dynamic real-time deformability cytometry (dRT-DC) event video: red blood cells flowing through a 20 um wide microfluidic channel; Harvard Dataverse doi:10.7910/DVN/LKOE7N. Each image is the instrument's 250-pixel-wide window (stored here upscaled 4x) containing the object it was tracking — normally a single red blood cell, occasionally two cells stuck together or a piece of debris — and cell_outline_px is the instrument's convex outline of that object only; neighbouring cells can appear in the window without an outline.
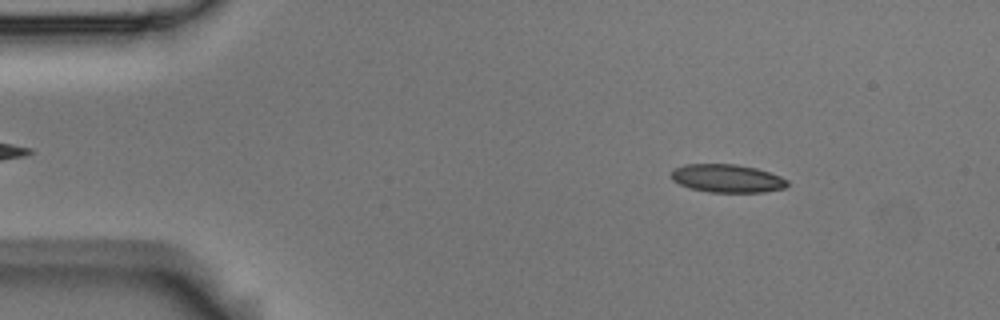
{"species": "Egyptian fruit bat (a non-hibernating species)", "species_latin": "Rousettus aegyptiacus", "temperature_condition": "room temperature", "stored_images_in_passage": 53, "camera_frame_rate_fps": 3000, "um_per_image_px": 0.085, "animal": {"sex": "male"}, "frame": {"image": 1, "passage_image": 7, "time_ms": 2.0, "image_size_px": [1000, 320], "cell_outline_px": [[788, 184], [784, 188], [764, 192], [708, 192], [688, 188], [672, 180], [672, 172], [676, 168], [684, 164], [736, 164], [756, 168], [780, 176], [788, 180]], "centroid_in_image_um": [61.8, 15.17], "position_along_channel_um": 23.2, "area_um2": 19.02}}
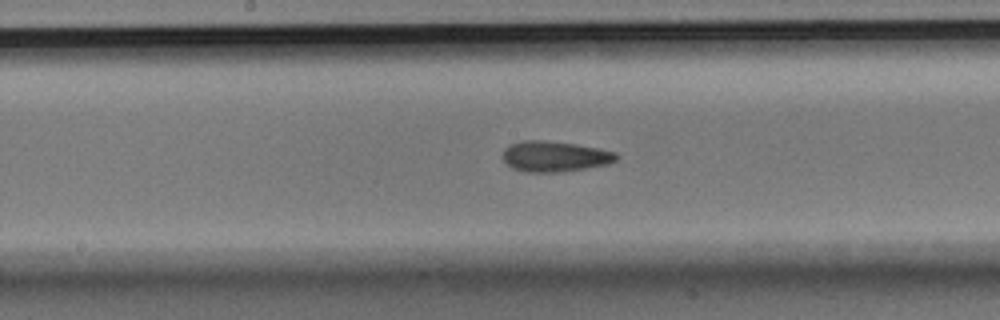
{"frame": {"image": 2, "passage_image": 27, "time_ms": 8.667, "image_size_px": [1000, 320], "cell_outline_px": [[620, 156], [616, 160], [608, 164], [584, 168], [556, 172], [524, 172], [512, 168], [504, 160], [504, 148], [512, 144], [524, 140], [540, 140], [576, 144], [600, 148], [616, 152]], "centroid_in_image_um": [47.18, 13.29], "position_along_channel_um": 201.0, "area_um2": 20.11}}
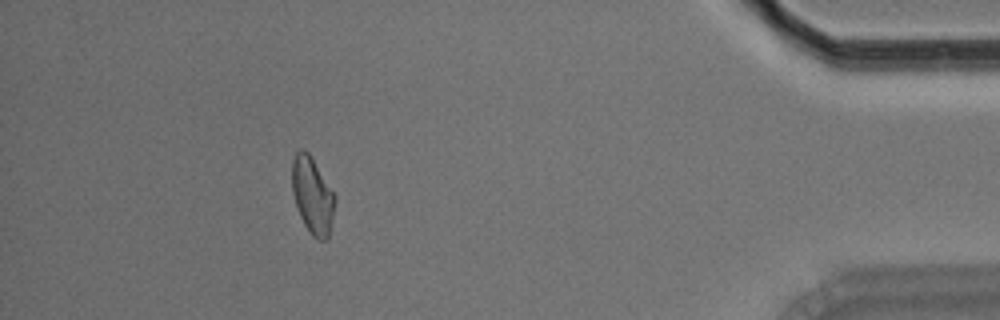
{"frame": {"image": 3, "passage_image": 48, "time_ms": 15.667, "image_size_px": [1000, 320], "cell_outline_px": [[336, 200], [328, 236], [324, 240], [320, 240], [312, 236], [304, 224], [300, 216], [292, 192], [292, 160], [296, 152], [300, 148], [304, 148], [312, 156], [336, 196]], "centroid_in_image_um": [26.55, 16.56], "position_along_channel_um": 408.6, "area_um2": 19.19}, "authors_computed_cell_mechanics": {"area_um2": 19.4208, "velocity_mm_per_s": 3.7358, "shape_relaxation_time_tau1_ms": 7.032, "shape_relaxation_time_tau2_ms": 2.4092, "deformation_change_tau1": 0.1717, "deformation_change_tau2": 0.1011}}